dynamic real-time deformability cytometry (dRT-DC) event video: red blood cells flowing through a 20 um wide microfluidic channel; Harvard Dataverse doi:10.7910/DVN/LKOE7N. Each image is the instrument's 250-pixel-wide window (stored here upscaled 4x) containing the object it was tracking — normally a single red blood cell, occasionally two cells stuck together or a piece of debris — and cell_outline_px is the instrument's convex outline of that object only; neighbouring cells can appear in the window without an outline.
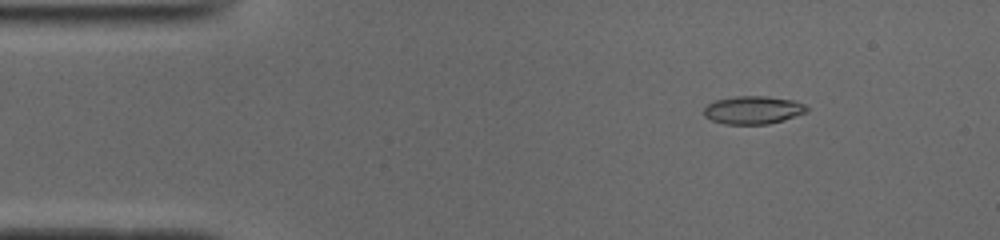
{"species": "common noctule bat (a hibernating species)", "species_latin": "Nyctalus noctula", "temperature_condition": "cold", "stored_images_in_passage": 51, "camera_frame_rate_fps": 3000, "um_per_image_px": 0.085, "animal": {"sex": "male", "body_mass_g": 19.0, "forearm_length_mm": 50.8}, "frame": {"image": 1, "passage_image": 7, "time_ms": 2.0, "image_size_px": [1000, 240], "cell_outline_px": [[808, 112], [784, 120], [768, 124], [724, 124], [712, 120], [704, 116], [704, 108], [708, 104], [716, 100], [736, 96], [764, 96], [792, 100], [804, 104], [808, 108]], "centroid_in_image_um": [64.02, 9.36], "position_along_channel_um": 21.0, "area_um2": 16.76}}
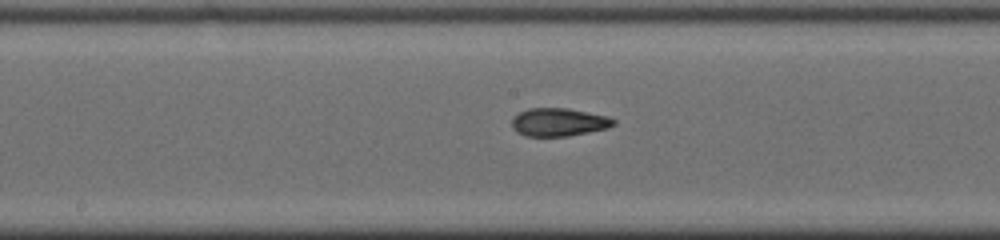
{"frame": {"image": 2, "passage_image": 26, "time_ms": 8.333, "image_size_px": [1000, 240], "cell_outline_px": [[616, 124], [608, 128], [568, 136], [524, 136], [516, 132], [512, 128], [512, 116], [528, 108], [568, 108], [608, 116], [616, 120]], "centroid_in_image_um": [47.48, 10.38], "position_along_channel_um": 200.7, "area_um2": 16.82}}
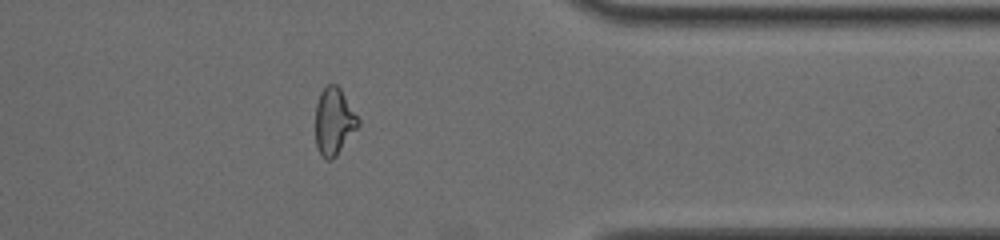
{"frame": {"image": 3, "passage_image": 41, "time_ms": 13.333, "image_size_px": [1000, 240], "cell_outline_px": [[360, 124], [336, 156], [332, 160], [328, 160], [320, 156], [316, 148], [316, 104], [320, 92], [328, 84], [336, 84], [340, 88], [360, 120]], "centroid_in_image_um": [28.37, 10.34], "position_along_channel_um": 383.0, "area_um2": 16.7}, "authors_computed_cell_mechanics": {"area_um2": 16.8198, "velocity_mm_per_s": 3.945, "shape_relaxation_time_tau1_ms": 9.4369, "shape_relaxation_time_tau2_ms": 1.6358, "deformation_change_tau1": 0.2678, "deformation_change_tau2": 0.077}}